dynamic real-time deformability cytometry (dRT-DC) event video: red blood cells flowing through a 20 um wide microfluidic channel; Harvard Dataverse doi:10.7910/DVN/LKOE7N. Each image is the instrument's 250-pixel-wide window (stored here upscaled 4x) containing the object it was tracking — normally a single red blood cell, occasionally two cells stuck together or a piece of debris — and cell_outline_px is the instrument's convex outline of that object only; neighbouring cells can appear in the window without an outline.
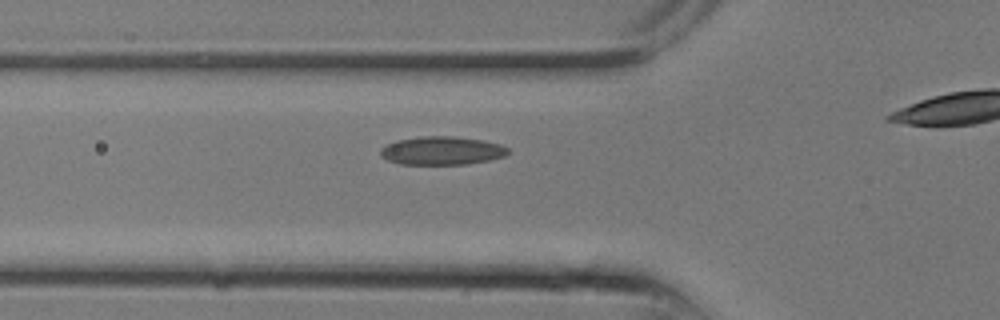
{"species": "common noctule bat (a hibernating species)", "species_latin": "Nyctalus noctula", "temperature_condition": "room temperature", "stored_images_in_passage": 6, "camera_frame_rate_fps": 3000, "um_per_image_px": 0.085, "animal": {"sex": "male", "body_mass_g": 13.3}, "frame": {"image": 1, "passage_image": 2, "time_ms": 0.333, "image_size_px": [1000, 320], "cell_outline_px": [[508, 152], [504, 156], [488, 160], [468, 164], [400, 164], [388, 160], [380, 156], [380, 148], [388, 144], [400, 140], [420, 136], [456, 136], [480, 140], [500, 144], [508, 148]], "centroid_in_image_um": [37.54, 12.81], "position_along_channel_um": 88.3, "area_um2": 20.92}}
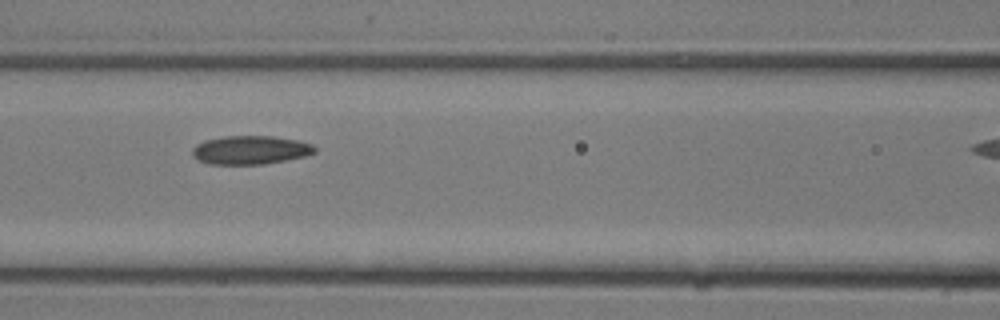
{"frame": {"image": 2, "passage_image": 4, "time_ms": 1.0, "image_size_px": [1000, 320], "cell_outline_px": [[316, 152], [304, 156], [264, 164], [208, 164], [196, 160], [192, 156], [192, 148], [196, 144], [204, 140], [224, 136], [272, 136], [296, 140], [312, 144], [316, 148]], "centroid_in_image_um": [21.23, 12.75], "position_along_channel_um": 145.4, "area_um2": 20.46}}